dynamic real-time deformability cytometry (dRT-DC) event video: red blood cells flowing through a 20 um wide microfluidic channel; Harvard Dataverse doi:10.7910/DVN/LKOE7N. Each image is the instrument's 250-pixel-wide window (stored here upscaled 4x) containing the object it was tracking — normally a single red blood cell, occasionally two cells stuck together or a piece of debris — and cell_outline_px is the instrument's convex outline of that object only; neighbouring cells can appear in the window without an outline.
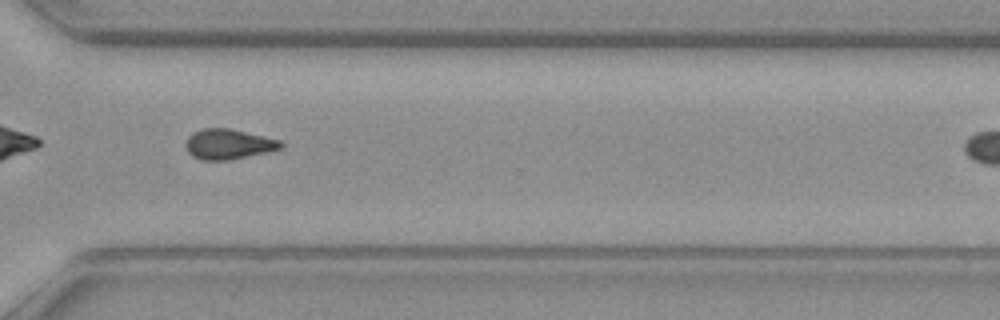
{"species": "common noctule bat (a hibernating species)", "species_latin": "Nyctalus noctula", "temperature_condition": "warm", "stored_images_in_passage": 30, "camera_frame_rate_fps": 3000, "um_per_image_px": 0.085, "animal": {"sex": "female", "body_mass_g": 19.3, "forearm_length_mm": 54.1}, "frame": {"image": 1, "passage_image": 26, "time_ms": 8.333, "image_size_px": [1000, 320], "cell_outline_px": [[284, 144], [280, 148], [264, 152], [228, 160], [200, 160], [192, 156], [188, 152], [184, 144], [188, 136], [192, 132], [204, 128], [228, 128], [280, 140]], "centroid_in_image_um": [19.34, 12.25], "position_along_channel_um": 351.3, "area_um2": 16.53}}